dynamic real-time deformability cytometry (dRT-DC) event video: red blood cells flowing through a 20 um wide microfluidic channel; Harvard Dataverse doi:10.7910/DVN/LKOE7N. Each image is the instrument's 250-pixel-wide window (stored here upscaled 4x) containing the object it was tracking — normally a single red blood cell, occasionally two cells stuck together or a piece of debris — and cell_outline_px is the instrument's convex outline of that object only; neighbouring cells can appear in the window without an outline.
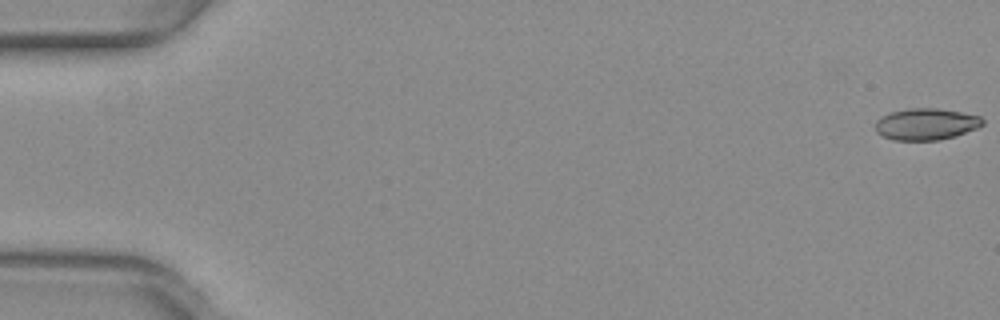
{"species": "common noctule bat (a hibernating species)", "species_latin": "Nyctalus noctula", "temperature_condition": "warm", "stored_images_in_passage": 53, "camera_frame_rate_fps": 3000, "um_per_image_px": 0.085, "animal": {"sex": "female", "body_mass_g": 29.2, "forearm_length_mm": 56.3}, "frame": {"image": 1, "passage_image": 1, "time_ms": 0.0, "image_size_px": [1000, 320], "cell_outline_px": [[984, 124], [976, 128], [940, 140], [892, 140], [876, 132], [876, 120], [892, 112], [908, 108], [936, 108], [960, 112], [980, 116], [984, 120]], "centroid_in_image_um": [78.71, 10.55], "position_along_channel_um": 6.3, "area_um2": 19.48}}
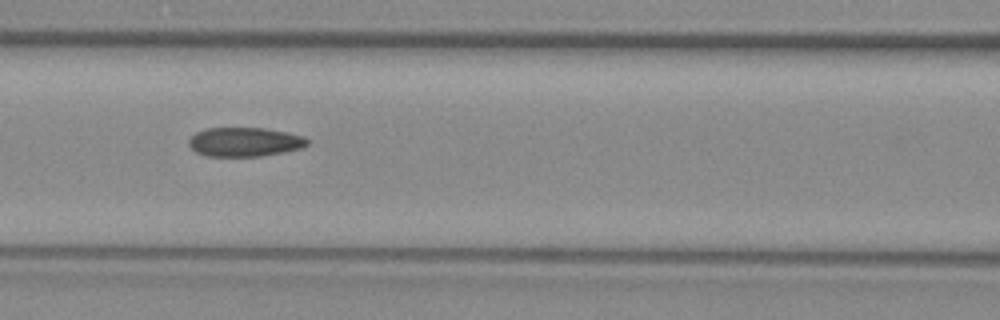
{"frame": {"image": 2, "passage_image": 24, "time_ms": 7.667, "image_size_px": [1000, 320], "cell_outline_px": [[308, 144], [300, 148], [284, 152], [260, 156], [204, 156], [196, 152], [188, 144], [188, 140], [196, 132], [208, 128], [264, 128], [288, 132], [304, 136], [308, 140]], "centroid_in_image_um": [20.79, 12.06], "position_along_channel_um": 145.8, "area_um2": 20.11}}
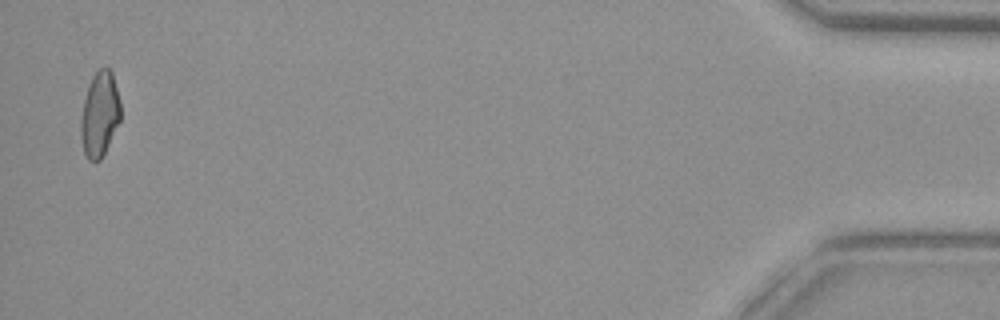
{"frame": {"image": 3, "passage_image": 52, "time_ms": 17.0, "image_size_px": [1000, 320], "cell_outline_px": [[120, 120], [100, 160], [88, 160], [84, 152], [80, 136], [80, 120], [84, 100], [88, 84], [92, 76], [104, 64], [112, 72], [120, 100]], "centroid_in_image_um": [8.46, 9.66], "position_along_channel_um": 426.7, "area_um2": 19.65}, "authors_computed_cell_mechanics": {"area_um2": 20.3456, "velocity_mm_per_s": 4.0094, "shape_relaxation_time_tau1_ms": null, "shape_relaxation_time_tau2_ms": 2.5904, "deformation_change_tau1": null, "deformation_change_tau2": 0.0817}}